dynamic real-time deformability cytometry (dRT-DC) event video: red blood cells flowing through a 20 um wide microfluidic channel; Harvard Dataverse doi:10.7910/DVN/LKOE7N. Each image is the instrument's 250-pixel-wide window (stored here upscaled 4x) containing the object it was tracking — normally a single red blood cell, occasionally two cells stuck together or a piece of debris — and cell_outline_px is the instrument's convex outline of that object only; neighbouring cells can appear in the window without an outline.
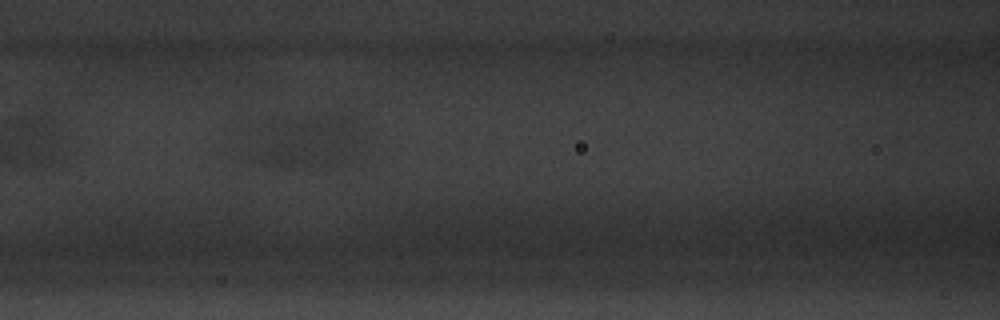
{"species": "common noctule bat (a hibernating species)", "species_latin": "Nyctalus noctula", "temperature_condition": "warm", "stored_images_in_passage": 22, "camera_frame_rate_fps": 3000, "um_per_image_px": 0.085, "animal": {"sex": "male", "body_mass_g": 20.1, "forearm_length_mm": 53.5}, "frame": {"image": 1, "passage_image": 4, "time_ms": 1.0, "image_size_px": [1000, 320], "cell_outline_px": [[356, 140], [352, 156], [336, 160], [308, 164], [264, 164], [256, 160], [248, 152], [272, 128], [288, 120], [328, 116], [344, 116]], "centroid_in_image_um": [26.02, 12.05], "position_along_channel_um": 140.6, "area_um2": 28.61}}
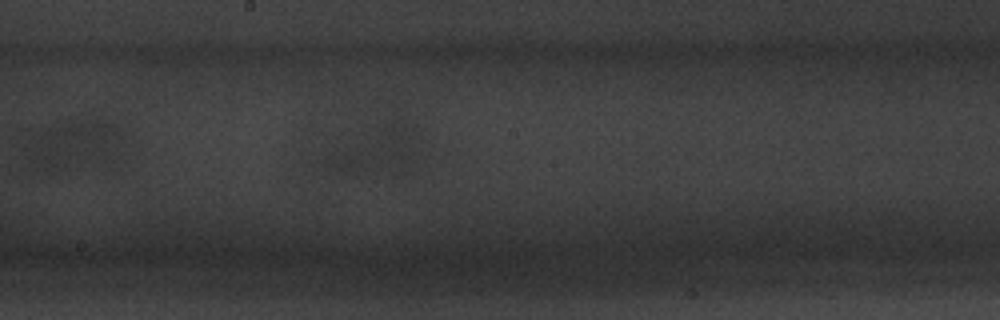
{"frame": {"image": 2, "passage_image": 10, "time_ms": 3.0, "image_size_px": [1000, 320], "cell_outline_px": [[432, 144], [424, 156], [396, 176], [336, 172], [328, 168], [316, 160], [360, 132], [396, 120], [408, 124], [420, 132]], "centroid_in_image_um": [32.2, 12.82], "position_along_channel_um": 216.0, "area_um2": 28.9}}
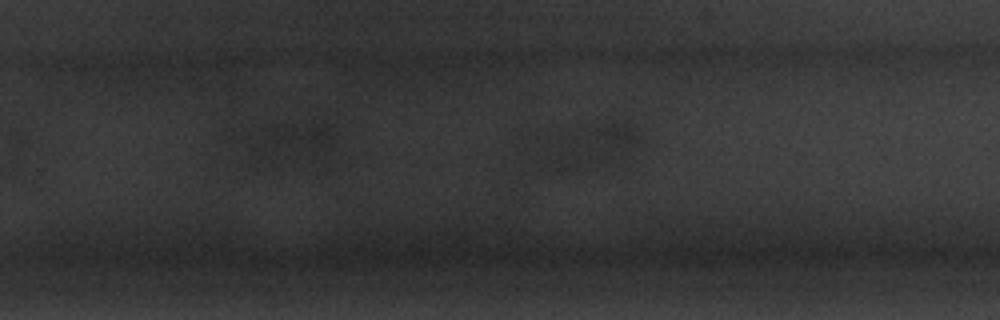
{"frame": {"image": 3, "passage_image": 15, "time_ms": 4.667, "image_size_px": [1000, 320], "cell_outline_px": [[644, 144], [604, 160], [576, 168], [560, 172], [548, 160], [548, 136], [576, 124], [624, 124], [636, 128]], "centroid_in_image_um": [50.17, 12.27], "position_along_channel_um": 279.6, "area_um2": 23.06}}